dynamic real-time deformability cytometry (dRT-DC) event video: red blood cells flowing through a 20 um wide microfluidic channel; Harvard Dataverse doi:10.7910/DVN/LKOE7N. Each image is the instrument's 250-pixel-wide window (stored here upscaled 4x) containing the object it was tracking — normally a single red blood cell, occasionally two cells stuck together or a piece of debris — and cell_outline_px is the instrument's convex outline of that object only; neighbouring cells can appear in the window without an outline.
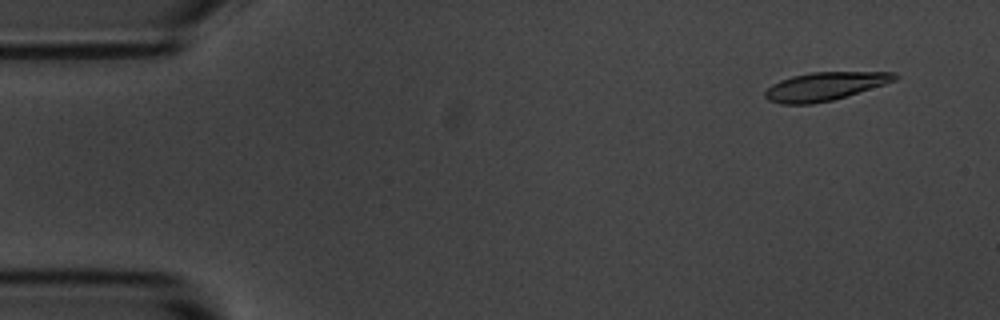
{"species": "common noctule bat (a hibernating species)", "species_latin": "Nyctalus noctula", "temperature_condition": "room temperature", "stored_images_in_passage": 4, "camera_frame_rate_fps": 3000, "um_per_image_px": 0.085, "animal": {"sex": "male", "body_mass_g": 20.1, "forearm_length_mm": 53.5}, "frame": {"image": 1, "passage_image": 1, "time_ms": 0.0, "image_size_px": [1000, 320], "cell_outline_px": [[900, 76], [896, 80], [884, 84], [832, 100], [812, 104], [780, 104], [768, 100], [764, 96], [764, 92], [772, 84], [780, 80], [792, 76], [812, 72], [896, 72]], "centroid_in_image_um": [70.09, 7.33], "position_along_channel_um": 14.9, "area_um2": 21.27}}
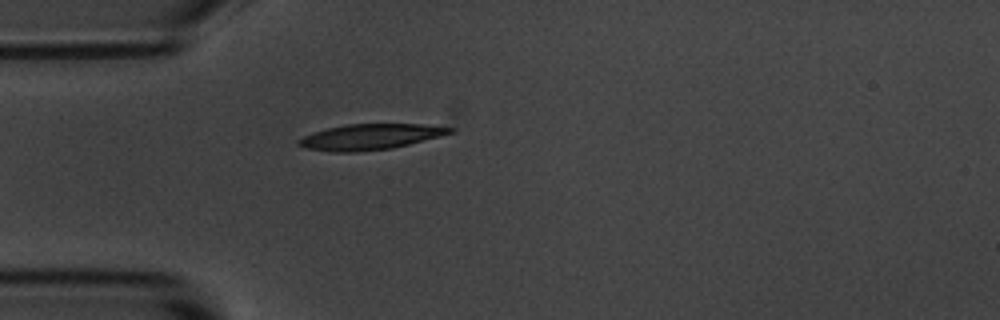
{"frame": {"image": 2, "passage_image": 4, "time_ms": 3.667, "image_size_px": [1000, 320], "cell_outline_px": [[456, 128], [452, 132], [440, 136], [392, 148], [356, 152], [332, 152], [308, 148], [296, 144], [296, 140], [312, 132], [328, 128], [348, 124], [420, 124]], "centroid_in_image_um": [31.43, 11.63], "position_along_channel_um": 53.6, "area_um2": 22.43}}